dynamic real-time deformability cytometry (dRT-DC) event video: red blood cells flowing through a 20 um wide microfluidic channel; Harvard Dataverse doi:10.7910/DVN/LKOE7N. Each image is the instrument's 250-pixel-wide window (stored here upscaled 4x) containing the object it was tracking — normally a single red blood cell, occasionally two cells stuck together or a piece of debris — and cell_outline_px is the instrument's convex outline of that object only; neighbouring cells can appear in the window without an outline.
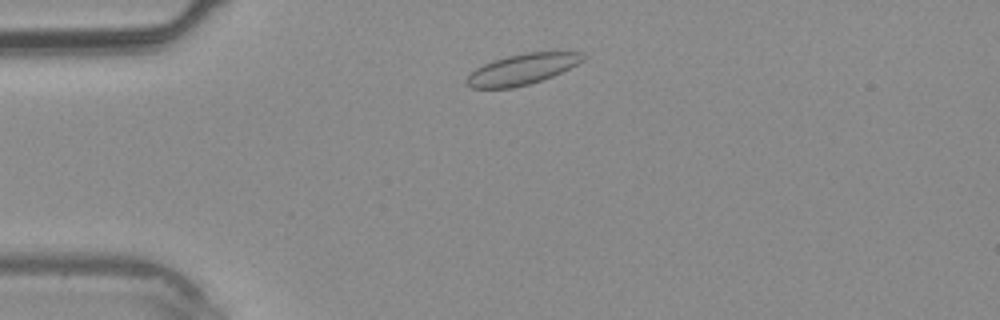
{"species": "common noctule bat (a hibernating species)", "species_latin": "Nyctalus noctula", "temperature_condition": "warm", "stored_images_in_passage": 33, "camera_frame_rate_fps": 3000, "um_per_image_px": 0.085, "animal": {"sex": "male", "body_mass_g": 20.4}, "frame": {"image": 1, "passage_image": 4, "time_ms": 1.0, "image_size_px": [1000, 320], "cell_outline_px": [[588, 56], [584, 60], [552, 76], [528, 84], [512, 88], [472, 88], [464, 84], [464, 80], [476, 68], [492, 60], [524, 52], [580, 52]], "centroid_in_image_um": [44.35, 5.88], "position_along_channel_um": 40.7, "area_um2": 20.69}}
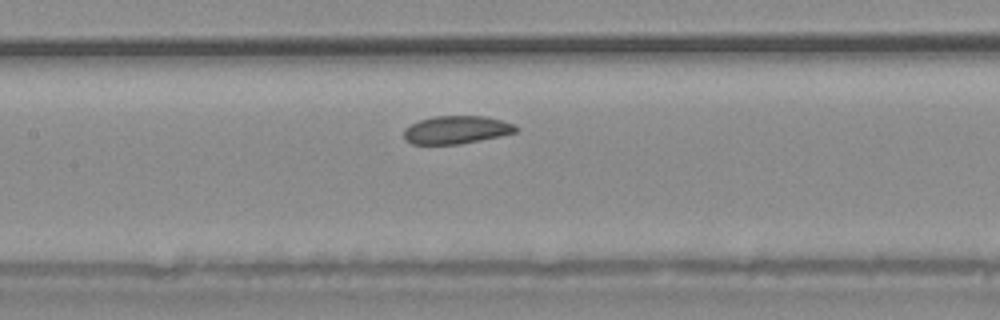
{"frame": {"image": 2, "passage_image": 13, "time_ms": 4.0, "image_size_px": [1000, 320], "cell_outline_px": [[520, 128], [516, 132], [460, 144], [412, 144], [404, 140], [404, 128], [420, 120], [432, 116], [484, 116], [516, 124]], "centroid_in_image_um": [38.78, 11.03], "position_along_channel_um": 168.6, "area_um2": 18.21}}
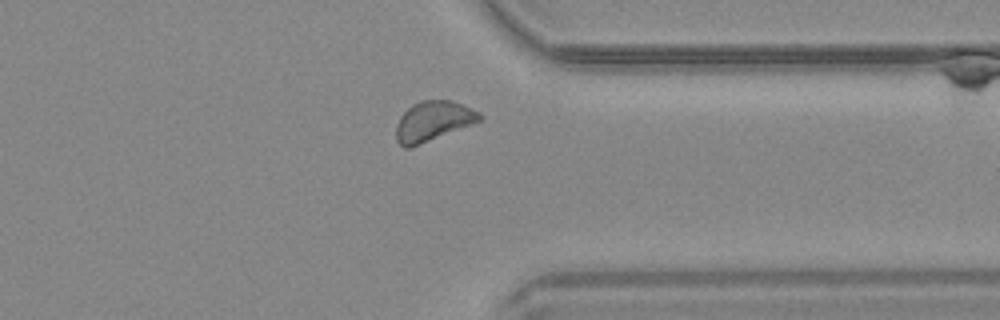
{"frame": {"image": 3, "passage_image": 25, "time_ms": 8.0, "image_size_px": [1000, 320], "cell_outline_px": [[484, 120], [408, 148], [404, 148], [396, 140], [396, 124], [400, 116], [412, 104], [420, 100], [452, 100], [480, 112], [484, 116]], "centroid_in_image_um": [36.83, 10.28], "position_along_channel_um": 374.6, "area_um2": 19.42}}